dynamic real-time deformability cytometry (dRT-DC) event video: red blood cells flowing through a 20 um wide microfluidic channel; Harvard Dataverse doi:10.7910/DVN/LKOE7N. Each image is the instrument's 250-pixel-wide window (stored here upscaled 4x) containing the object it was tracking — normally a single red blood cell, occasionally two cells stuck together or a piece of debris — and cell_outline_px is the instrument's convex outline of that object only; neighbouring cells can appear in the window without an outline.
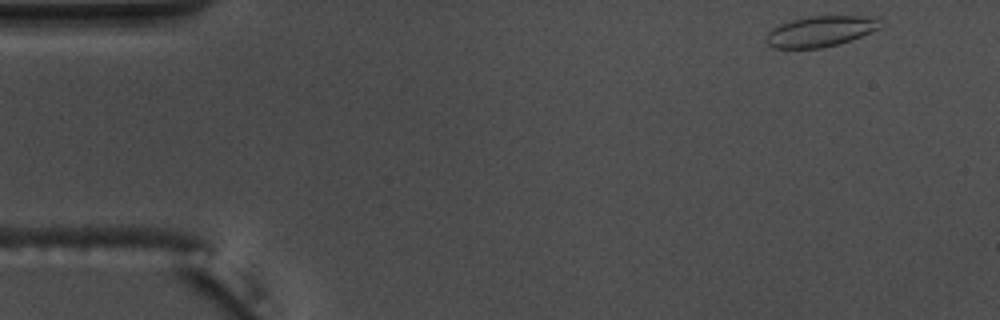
{"species": "common noctule bat (a hibernating species)", "species_latin": "Nyctalus noctula", "temperature_condition": "warm", "stored_images_in_passage": 28, "camera_frame_rate_fps": 3000, "um_per_image_px": 0.085, "animal": {"sex": "male", "body_mass_g": 17.5, "forearm_length_mm": 52.3}, "frame": {"image": 1, "passage_image": 1, "time_ms": 0.0, "image_size_px": [1000, 320], "cell_outline_px": [[880, 28], [852, 40], [820, 48], [772, 48], [764, 40], [768, 32], [772, 28], [780, 24], [792, 20], [812, 16], [880, 16]], "centroid_in_image_um": [69.75, 2.66], "position_along_channel_um": 15.3, "area_um2": 20.46}}
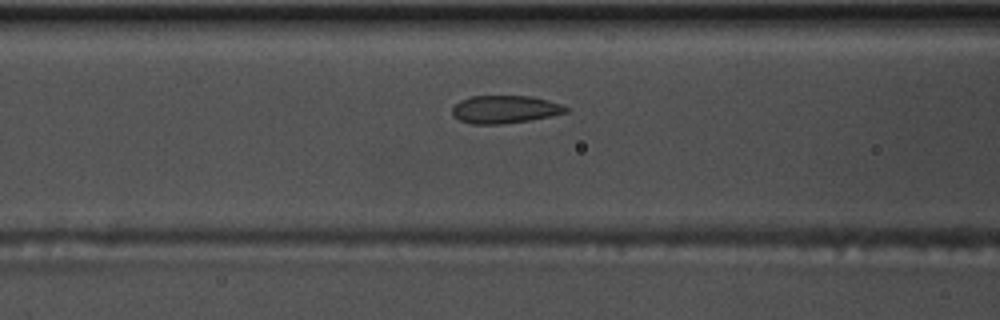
{"frame": {"image": 2, "passage_image": 18, "time_ms": 5.667, "image_size_px": [1000, 320], "cell_outline_px": [[568, 112], [552, 116], [528, 120], [500, 124], [472, 124], [460, 120], [452, 116], [452, 108], [460, 100], [472, 96], [528, 96], [548, 100], [560, 104], [568, 108]], "centroid_in_image_um": [42.9, 9.3], "position_along_channel_um": 123.7, "area_um2": 18.32}}